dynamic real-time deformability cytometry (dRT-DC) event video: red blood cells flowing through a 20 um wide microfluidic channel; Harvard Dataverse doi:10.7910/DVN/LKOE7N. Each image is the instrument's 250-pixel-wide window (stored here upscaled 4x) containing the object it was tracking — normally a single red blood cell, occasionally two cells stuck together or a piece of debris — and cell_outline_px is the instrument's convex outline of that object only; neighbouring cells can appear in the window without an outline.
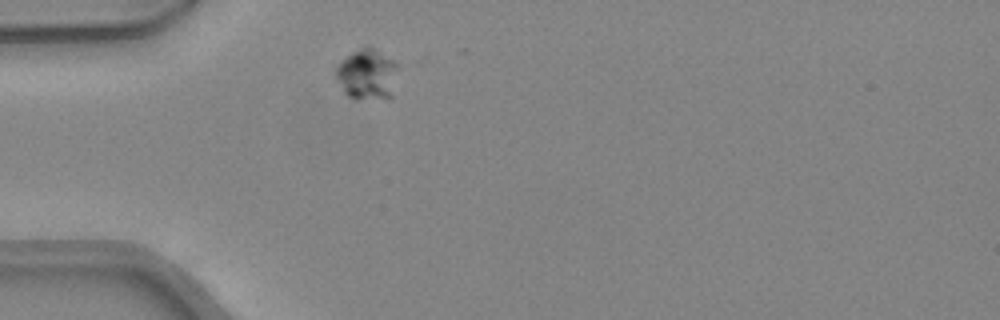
{"species": "common noctule bat (a hibernating species)", "species_latin": "Nyctalus noctula", "temperature_condition": "warm", "stored_images_in_passage": 30, "camera_frame_rate_fps": 3000, "um_per_image_px": 0.085, "animal": {"sex": "female", "body_mass_g": 24.6, "forearm_length_mm": 56.2}, "frame": {"image": 1, "passage_image": 1, "time_ms": 0.0, "image_size_px": [1000, 320], "cell_outline_px": [[396, 68], [392, 96], [388, 100], [348, 96], [344, 92], [336, 76], [336, 64], [360, 48], [368, 44], [392, 60], [396, 64]], "centroid_in_image_um": [31.2, 6.31], "position_along_channel_um": 53.8, "area_um2": 17.92}}
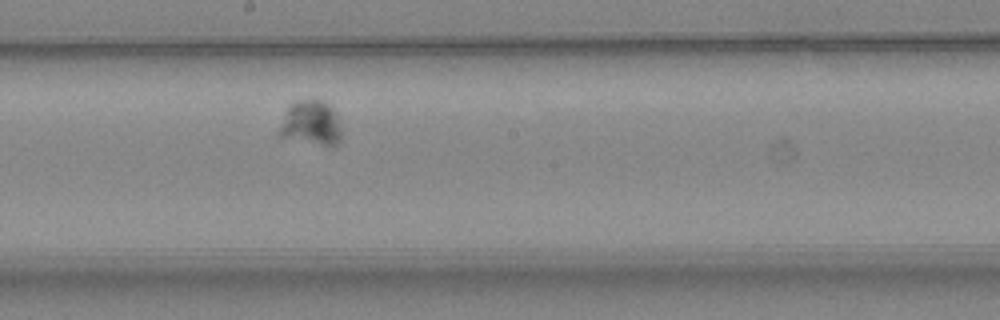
{"frame": {"image": 2, "passage_image": 14, "time_ms": 4.333, "image_size_px": [1000, 320], "cell_outline_px": [[340, 140], [336, 144], [328, 148], [276, 136], [276, 132], [288, 104], [296, 100], [324, 100], [336, 112], [340, 124]], "centroid_in_image_um": [26.39, 10.49], "position_along_channel_um": 221.8, "area_um2": 16.94}}
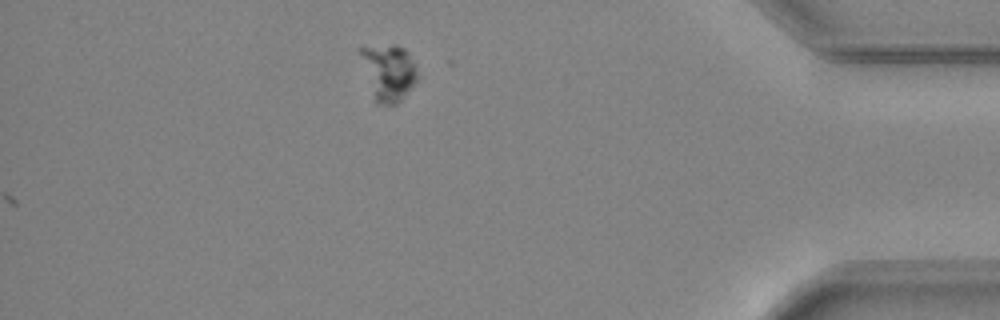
{"frame": {"image": 3, "passage_image": 30, "time_ms": 9.667, "image_size_px": [1000, 320], "cell_outline_px": [[420, 76], [400, 100], [396, 104], [376, 104], [356, 48], [396, 44], [404, 48], [408, 52], [416, 64]], "centroid_in_image_um": [33.02, 6.11], "position_along_channel_um": 402.2, "area_um2": 18.9}}